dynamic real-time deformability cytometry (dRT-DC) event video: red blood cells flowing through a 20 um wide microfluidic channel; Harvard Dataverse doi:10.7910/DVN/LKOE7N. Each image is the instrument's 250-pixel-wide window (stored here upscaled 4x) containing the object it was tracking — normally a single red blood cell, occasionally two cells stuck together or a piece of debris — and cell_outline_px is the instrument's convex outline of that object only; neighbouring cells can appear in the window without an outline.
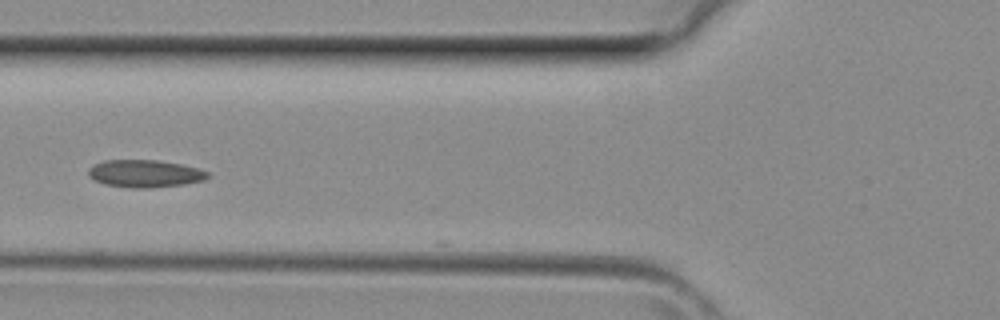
{"species": "common noctule bat (a hibernating species)", "species_latin": "Nyctalus noctula", "temperature_condition": "room temperature", "stored_images_in_passage": 7, "camera_frame_rate_fps": 3000, "um_per_image_px": 0.085, "animal": {"sex": "female", "body_mass_g": 29.2, "forearm_length_mm": 56.3}, "frame": {"image": 1, "passage_image": 3, "time_ms": 0.667, "image_size_px": [1000, 320], "cell_outline_px": [[208, 176], [204, 180], [184, 184], [148, 188], [132, 188], [104, 184], [92, 180], [88, 176], [88, 168], [104, 160], [156, 160], [180, 164], [200, 168], [208, 172]], "centroid_in_image_um": [12.29, 14.76], "position_along_channel_um": 113.5, "area_um2": 19.13}}
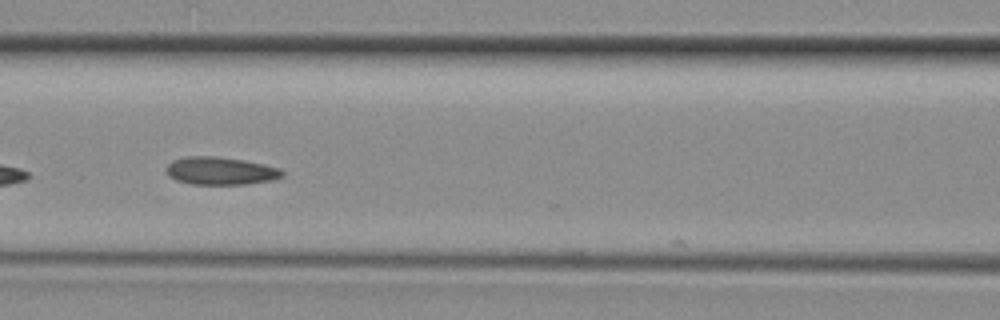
{"frame": {"image": 2, "passage_image": 5, "time_ms": 1.333, "image_size_px": [1000, 320], "cell_outline_px": [[284, 176], [272, 180], [244, 184], [192, 184], [176, 180], [168, 176], [164, 168], [172, 160], [184, 156], [216, 156], [244, 160], [264, 164], [280, 168], [284, 172]], "centroid_in_image_um": [18.72, 14.51], "position_along_channel_um": 147.9, "area_um2": 18.96}}